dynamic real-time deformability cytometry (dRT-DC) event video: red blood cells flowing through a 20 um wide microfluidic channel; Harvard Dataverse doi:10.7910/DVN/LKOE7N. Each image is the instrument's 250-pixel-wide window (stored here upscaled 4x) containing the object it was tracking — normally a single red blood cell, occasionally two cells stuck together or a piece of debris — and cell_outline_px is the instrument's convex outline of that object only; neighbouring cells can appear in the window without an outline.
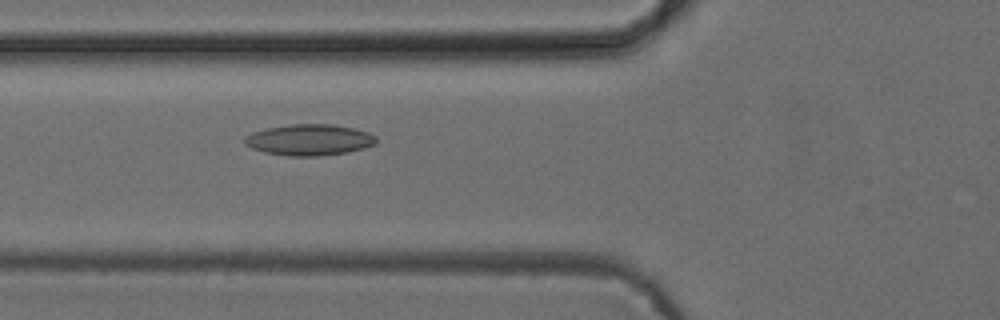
{"species": "common noctule bat (a hibernating species)", "species_latin": "Nyctalus noctula", "temperature_condition": "cold", "stored_images_in_passage": 4, "camera_frame_rate_fps": 3000, "um_per_image_px": 0.085, "animal": {"sex": "female", "body_mass_g": 24.6, "forearm_length_mm": 56.2}, "frame": {"image": 1, "passage_image": 4, "time_ms": 4.333, "image_size_px": [1000, 320], "cell_outline_px": [[376, 144], [364, 148], [348, 152], [320, 156], [288, 156], [264, 152], [252, 148], [244, 144], [244, 140], [252, 132], [268, 128], [292, 124], [332, 124], [352, 128], [368, 132], [376, 136]], "centroid_in_image_um": [26.31, 11.89], "position_along_channel_um": 99.5, "area_um2": 23.81}}